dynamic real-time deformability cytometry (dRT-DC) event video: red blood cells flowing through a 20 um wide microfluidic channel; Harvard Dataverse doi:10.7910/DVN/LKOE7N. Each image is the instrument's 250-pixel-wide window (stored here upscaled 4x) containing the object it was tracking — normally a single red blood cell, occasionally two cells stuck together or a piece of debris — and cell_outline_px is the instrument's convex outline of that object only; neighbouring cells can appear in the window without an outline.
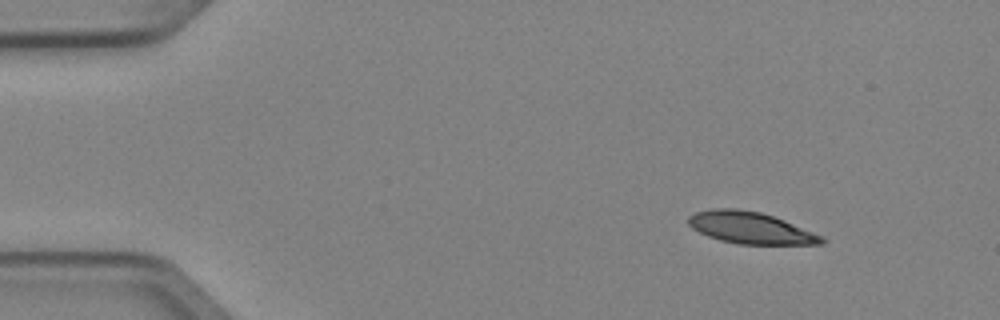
{"species": "Egyptian fruit bat (a non-hibernating species)", "species_latin": "Rousettus aegyptiacus", "temperature_condition": "cold", "stored_images_in_passage": 5, "camera_frame_rate_fps": 3000, "um_per_image_px": 0.085, "animal": {"sex": "female"}, "frame": {"image": 1, "passage_image": 1, "time_ms": 0.0, "image_size_px": [1000, 320], "cell_outline_px": [[828, 240], [824, 244], [736, 244], [720, 240], [708, 236], [692, 228], [688, 224], [688, 216], [696, 212], [712, 208], [736, 208], [760, 212], [784, 220], [824, 236]], "centroid_in_image_um": [63.81, 19.37], "position_along_channel_um": 21.2, "area_um2": 24.74}}
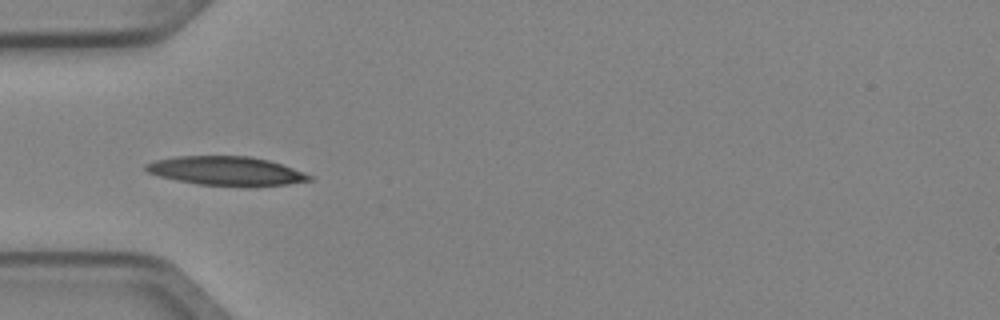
{"frame": {"image": 2, "passage_image": 3, "time_ms": 0.667, "image_size_px": [1000, 320], "cell_outline_px": [[312, 180], [288, 184], [252, 188], [244, 188], [200, 184], [176, 180], [160, 176], [148, 172], [144, 168], [144, 164], [156, 160], [176, 156], [248, 156], [268, 160], [304, 172], [312, 176]], "centroid_in_image_um": [19.26, 14.55], "position_along_channel_um": 65.7, "area_um2": 27.98}}
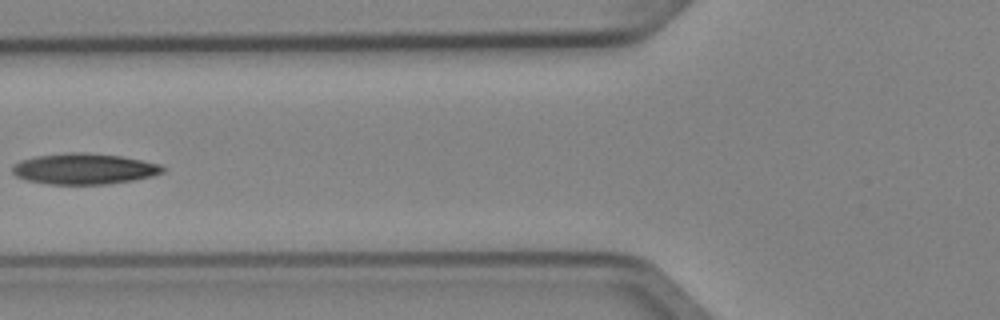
{"frame": {"image": 3, "passage_image": 4, "time_ms": 1.0, "image_size_px": [1000, 320], "cell_outline_px": [[164, 172], [152, 176], [132, 180], [108, 184], [48, 184], [28, 180], [16, 176], [12, 172], [12, 164], [20, 160], [36, 156], [72, 152], [80, 152], [120, 156], [160, 164], [164, 168]], "centroid_in_image_um": [7.12, 14.35], "position_along_channel_um": 118.7, "area_um2": 26.88}}